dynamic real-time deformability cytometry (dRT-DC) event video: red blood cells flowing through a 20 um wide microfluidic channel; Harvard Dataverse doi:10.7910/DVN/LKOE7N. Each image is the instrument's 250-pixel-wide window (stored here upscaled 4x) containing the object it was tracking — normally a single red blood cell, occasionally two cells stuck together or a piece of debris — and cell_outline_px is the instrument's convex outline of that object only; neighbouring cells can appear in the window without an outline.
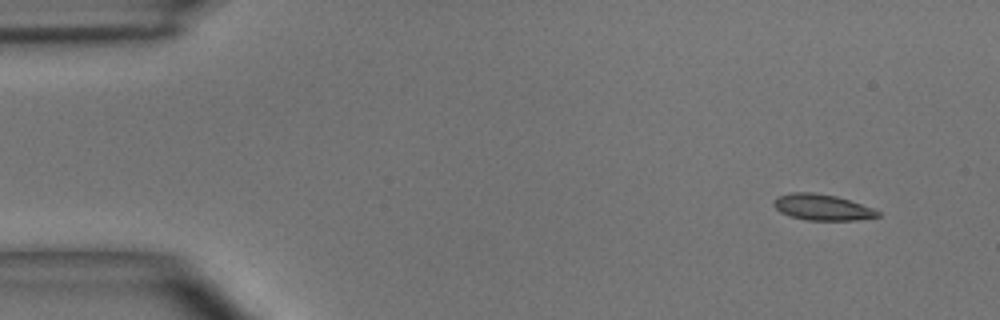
{"species": "common noctule bat (a hibernating species)", "species_latin": "Nyctalus noctula", "temperature_condition": "room temperature", "stored_images_in_passage": 4, "segment_of_instrument_passage": [1, 2], "camera_frame_rate_fps": 3000, "um_per_image_px": 0.085, "animal": {"sex": "male", "body_mass_g": 15.6}, "frame": {"image": 1, "passage_image": 1, "time_ms": 0.0, "image_size_px": [1000, 320], "cell_outline_px": [[880, 216], [856, 220], [808, 220], [792, 216], [780, 212], [772, 204], [772, 200], [776, 196], [792, 192], [812, 192], [836, 196], [872, 208], [880, 212]], "centroid_in_image_um": [69.84, 17.61], "position_along_channel_um": 15.2, "area_um2": 15.66}}